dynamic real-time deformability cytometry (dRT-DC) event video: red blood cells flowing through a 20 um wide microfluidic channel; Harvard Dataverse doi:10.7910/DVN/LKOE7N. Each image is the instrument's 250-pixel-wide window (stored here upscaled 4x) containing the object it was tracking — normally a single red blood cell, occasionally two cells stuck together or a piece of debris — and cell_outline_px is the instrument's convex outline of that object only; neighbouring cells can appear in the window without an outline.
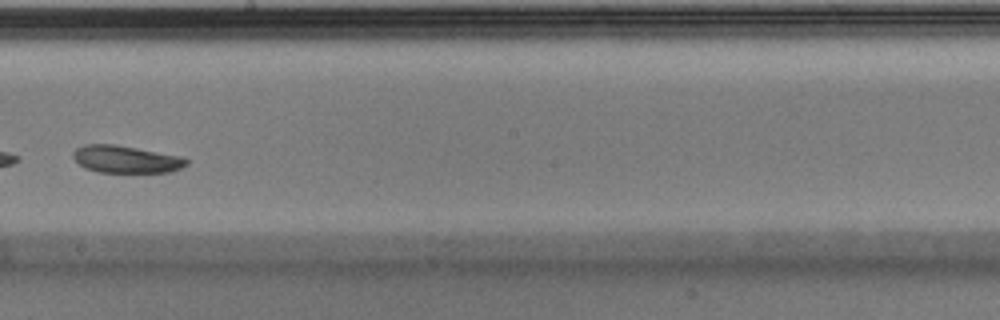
{"species": "Egyptian fruit bat (a non-hibernating species)", "species_latin": "Rousettus aegyptiacus", "temperature_condition": "warm", "stored_images_in_passage": 42, "camera_frame_rate_fps": 3000, "um_per_image_px": 0.085, "animal": {"sex": "male"}, "frame": {"image": 1, "passage_image": 24, "time_ms": 7.667, "image_size_px": [1000, 320], "cell_outline_px": [[188, 164], [172, 172], [96, 172], [84, 168], [72, 156], [72, 152], [76, 148], [84, 144], [112, 144], [184, 156], [188, 160]], "centroid_in_image_um": [10.71, 13.54], "position_along_channel_um": 237.5, "area_um2": 18.15}}